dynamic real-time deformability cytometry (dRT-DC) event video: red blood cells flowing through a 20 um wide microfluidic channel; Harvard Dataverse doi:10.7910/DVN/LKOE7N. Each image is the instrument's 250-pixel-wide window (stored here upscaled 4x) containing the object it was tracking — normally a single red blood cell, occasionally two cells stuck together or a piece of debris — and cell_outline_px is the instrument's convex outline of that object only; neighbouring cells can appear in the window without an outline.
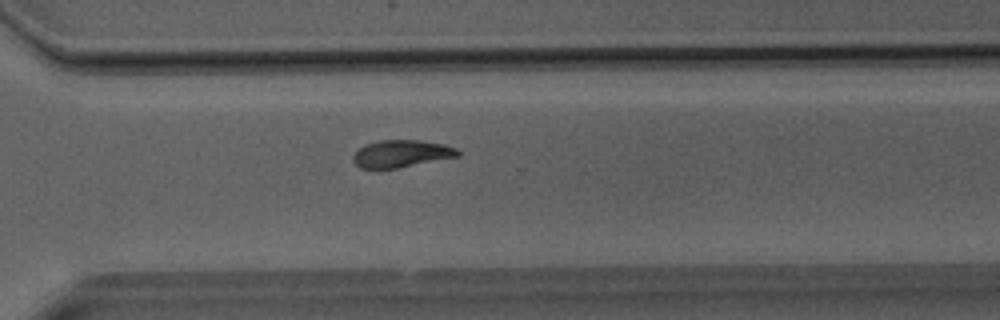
{"species": "Egyptian fruit bat (a non-hibernating species)", "species_latin": "Rousettus aegyptiacus", "temperature_condition": "room temperature", "stored_images_in_passage": 31, "camera_frame_rate_fps": 3000, "um_per_image_px": 0.085, "animal": {"sex": "male"}, "frame": {"image": 1, "passage_image": 20, "time_ms": 6.333, "image_size_px": [1000, 320], "cell_outline_px": [[460, 156], [400, 168], [360, 168], [352, 160], [352, 156], [364, 144], [380, 140], [420, 140], [444, 144], [456, 148], [460, 152]], "centroid_in_image_um": [34.13, 13.06], "position_along_channel_um": 336.5, "area_um2": 16.76}}
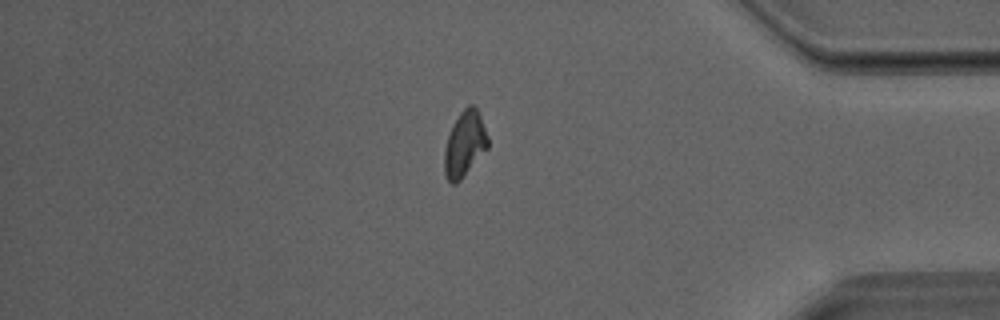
{"frame": {"image": 2, "passage_image": 25, "time_ms": 8.0, "image_size_px": [1000, 320], "cell_outline_px": [[488, 148], [460, 180], [456, 184], [452, 184], [448, 180], [444, 172], [444, 148], [452, 124], [460, 112], [468, 104], [472, 104], [480, 112], [488, 136]], "centroid_in_image_um": [39.5, 12.21], "position_along_channel_um": 395.7, "area_um2": 16.76}}
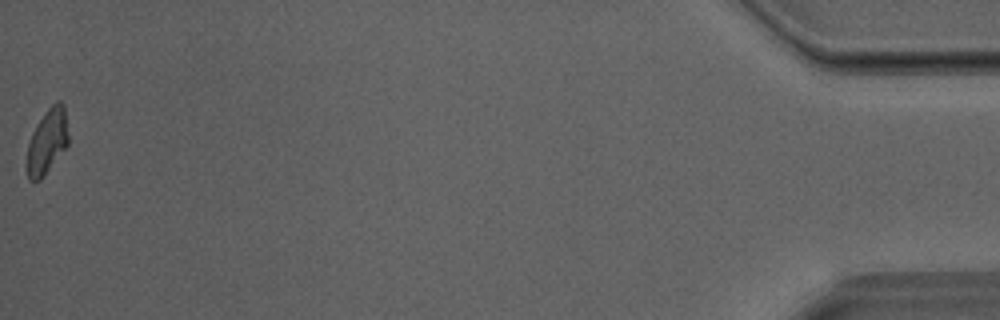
{"frame": {"image": 3, "passage_image": 31, "time_ms": 10.0, "image_size_px": [1000, 320], "cell_outline_px": [[68, 144], [40, 180], [28, 180], [24, 164], [28, 144], [32, 132], [36, 124], [48, 108], [56, 100], [60, 100], [64, 104], [68, 136]], "centroid_in_image_um": [3.97, 12.03], "position_along_channel_um": 431.2, "area_um2": 15.84}}